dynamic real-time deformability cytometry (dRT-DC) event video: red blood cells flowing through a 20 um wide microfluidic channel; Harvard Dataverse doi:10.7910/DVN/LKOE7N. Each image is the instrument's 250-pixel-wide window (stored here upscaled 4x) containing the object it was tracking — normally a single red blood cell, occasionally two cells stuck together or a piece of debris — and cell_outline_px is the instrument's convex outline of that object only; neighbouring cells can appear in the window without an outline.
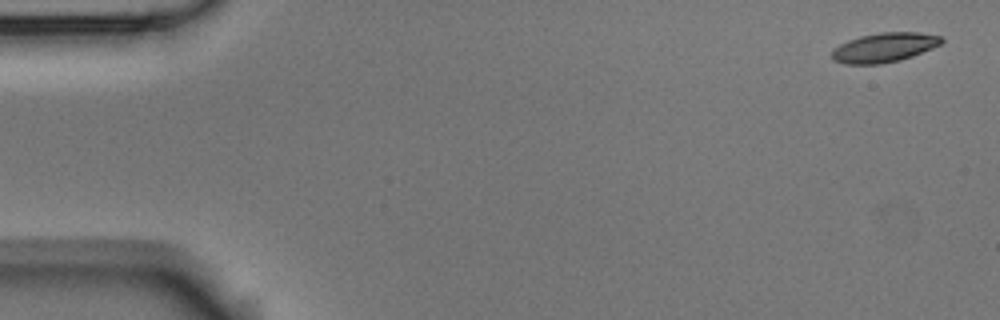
{"species": "Egyptian fruit bat (a non-hibernating species)", "species_latin": "Rousettus aegyptiacus", "temperature_condition": "room temperature", "stored_images_in_passage": 5, "camera_frame_rate_fps": 3000, "um_per_image_px": 0.085, "animal": {"sex": "male"}, "frame": {"image": 1, "passage_image": 1, "time_ms": 0.0, "image_size_px": [1000, 320], "cell_outline_px": [[944, 40], [940, 44], [932, 48], [912, 56], [900, 60], [880, 64], [844, 64], [832, 60], [832, 48], [848, 40], [860, 36], [880, 32], [916, 32], [940, 36]], "centroid_in_image_um": [75.12, 4.04], "position_along_channel_um": 9.9, "area_um2": 18.79}}
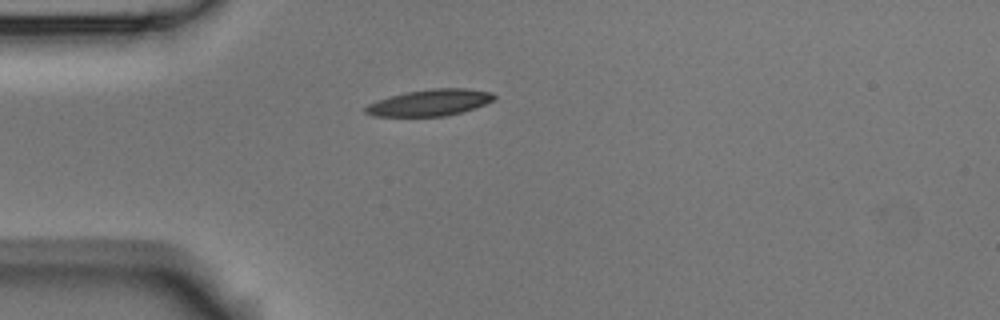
{"frame": {"image": 2, "passage_image": 4, "time_ms": 4.333, "image_size_px": [1000, 320], "cell_outline_px": [[496, 96], [492, 100], [484, 104], [460, 112], [444, 116], [372, 116], [364, 112], [364, 108], [368, 104], [376, 100], [408, 92], [432, 88], [468, 88], [492, 92]], "centroid_in_image_um": [36.51, 8.72], "position_along_channel_um": 48.5, "area_um2": 19.59}}